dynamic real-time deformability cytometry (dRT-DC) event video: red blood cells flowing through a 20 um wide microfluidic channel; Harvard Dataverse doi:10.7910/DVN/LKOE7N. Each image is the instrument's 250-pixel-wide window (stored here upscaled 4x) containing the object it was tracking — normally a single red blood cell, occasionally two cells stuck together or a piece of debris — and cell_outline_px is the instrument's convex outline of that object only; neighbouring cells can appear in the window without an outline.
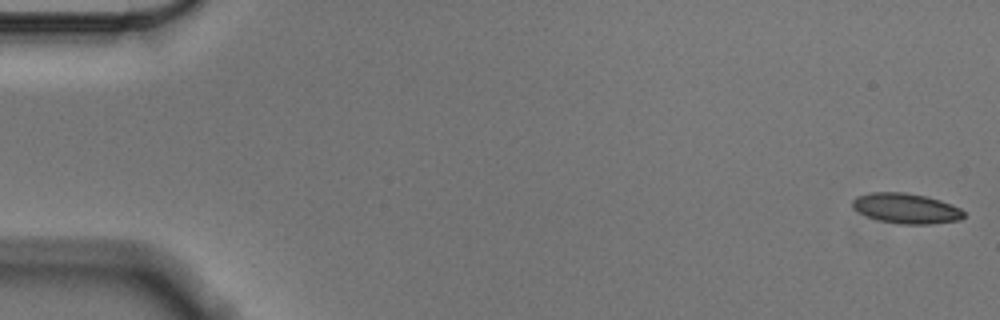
{"species": "Egyptian fruit bat (a non-hibernating species)", "species_latin": "Rousettus aegyptiacus", "temperature_condition": "cold", "stored_images_in_passage": 56, "camera_frame_rate_fps": 3000, "um_per_image_px": 0.085, "animal": {"sex": "male"}, "frame": {"image": 1, "passage_image": 1, "time_ms": 0.0, "image_size_px": [1000, 320], "cell_outline_px": [[964, 216], [960, 220], [928, 224], [900, 224], [880, 220], [868, 216], [852, 208], [852, 200], [856, 196], [868, 192], [904, 192], [924, 196], [940, 200], [952, 204], [960, 208], [964, 212]], "centroid_in_image_um": [77.01, 17.7], "position_along_channel_um": 8.0, "area_um2": 19.54}}
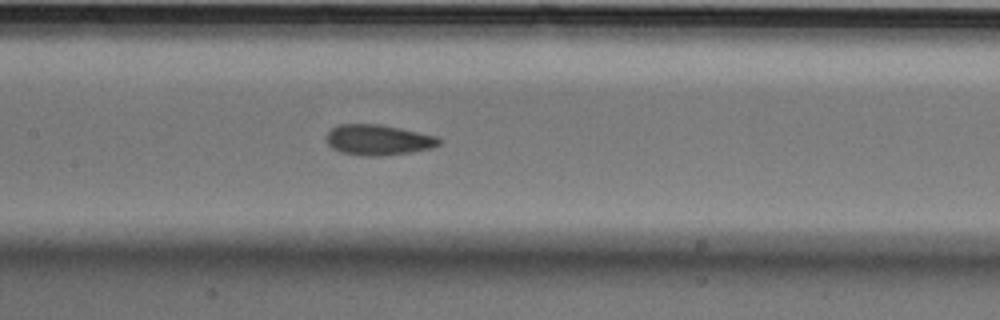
{"frame": {"image": 2, "passage_image": 27, "time_ms": 8.667, "image_size_px": [1000, 320], "cell_outline_px": [[440, 144], [432, 148], [412, 152], [380, 156], [364, 156], [340, 152], [332, 148], [328, 144], [328, 132], [332, 128], [340, 124], [380, 124], [400, 128], [436, 136], [440, 140]], "centroid_in_image_um": [32.16, 11.9], "position_along_channel_um": 175.2, "area_um2": 19.94}}
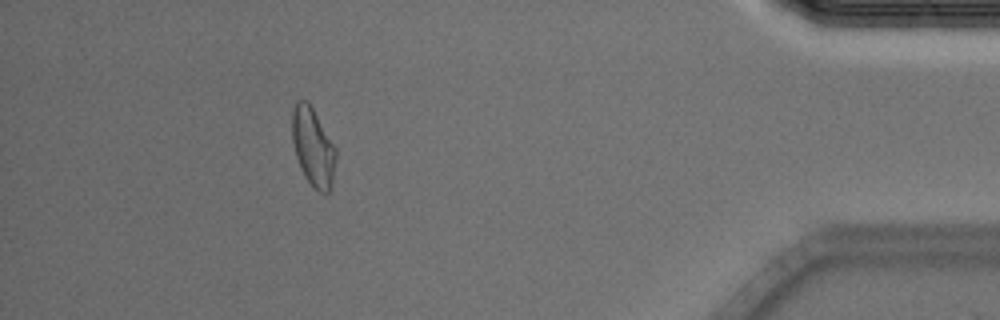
{"frame": {"image": 3, "passage_image": 51, "time_ms": 16.667, "image_size_px": [1000, 320], "cell_outline_px": [[336, 160], [332, 180], [328, 192], [320, 192], [308, 180], [300, 168], [296, 156], [292, 140], [292, 112], [296, 100], [308, 100], [336, 148]], "centroid_in_image_um": [26.59, 12.44], "position_along_channel_um": 408.6, "area_um2": 19.71}, "authors_computed_cell_mechanics": {"area_um2": 19.6809, "velocity_mm_per_s": 3.5532, "shape_relaxation_time_tau1_ms": 5.1337, "shape_relaxation_time_tau2_ms": 2.4034, "deformation_change_tau1": 0.106, "deformation_change_tau2": 0.0671}}